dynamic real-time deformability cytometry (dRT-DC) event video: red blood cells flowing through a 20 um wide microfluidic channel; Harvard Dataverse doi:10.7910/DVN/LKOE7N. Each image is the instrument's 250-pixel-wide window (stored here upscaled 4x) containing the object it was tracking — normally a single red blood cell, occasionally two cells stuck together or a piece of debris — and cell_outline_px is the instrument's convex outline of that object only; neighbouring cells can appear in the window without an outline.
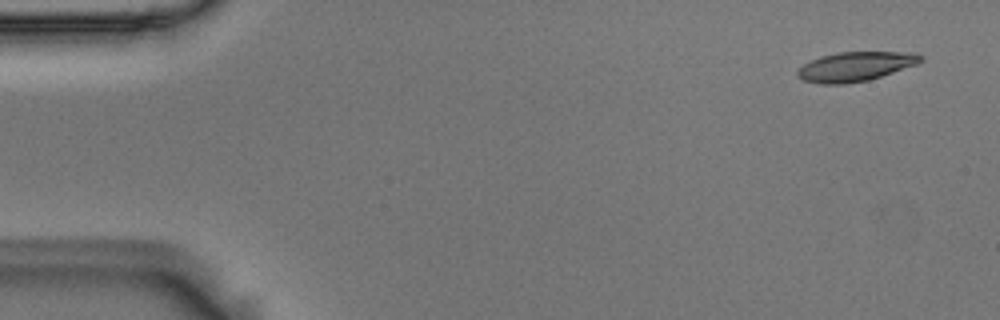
{"species": "Egyptian fruit bat (a non-hibernating species)", "species_latin": "Rousettus aegyptiacus", "temperature_condition": "room temperature", "stored_images_in_passage": 9, "camera_frame_rate_fps": 3000, "um_per_image_px": 0.085, "animal": {"sex": "male"}, "frame": {"image": 1, "passage_image": 1, "time_ms": 0.0, "image_size_px": [1000, 320], "cell_outline_px": [[924, 60], [916, 64], [868, 80], [844, 84], [820, 84], [800, 80], [796, 76], [796, 72], [804, 64], [820, 56], [836, 52], [916, 52], [924, 56]], "centroid_in_image_um": [72.69, 5.65], "position_along_channel_um": 12.3, "area_um2": 21.15}}
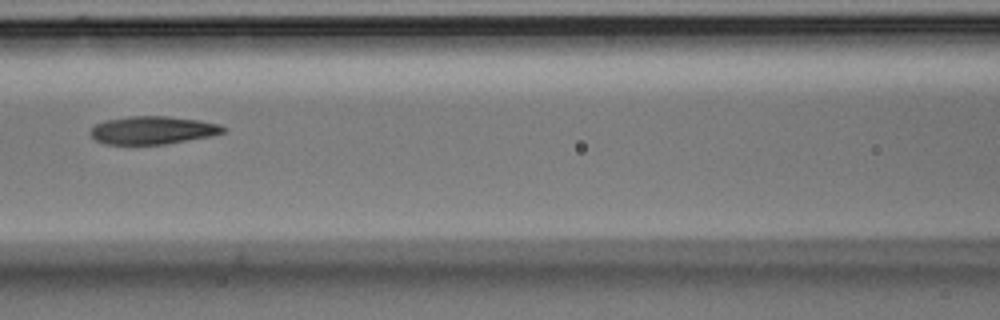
{"frame": {"image": 2, "passage_image": 6, "time_ms": 1.667, "image_size_px": [1000, 320], "cell_outline_px": [[224, 132], [208, 136], [164, 144], [104, 144], [96, 140], [88, 132], [96, 124], [104, 120], [132, 116], [168, 116], [200, 120], [220, 124], [224, 128]], "centroid_in_image_um": [12.94, 11.06], "position_along_channel_um": 153.7, "area_um2": 21.44}}
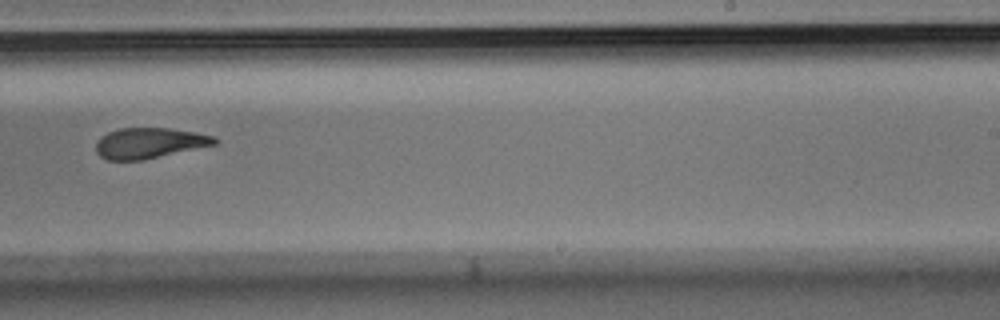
{"frame": {"image": 3, "passage_image": 9, "time_ms": 2.667, "image_size_px": [1000, 320], "cell_outline_px": [[220, 140], [216, 144], [144, 160], [108, 160], [100, 156], [96, 152], [96, 144], [100, 136], [108, 132], [120, 128], [168, 128], [196, 132], [216, 136]], "centroid_in_image_um": [12.71, 12.15], "position_along_channel_um": 276.3, "area_um2": 21.27}}